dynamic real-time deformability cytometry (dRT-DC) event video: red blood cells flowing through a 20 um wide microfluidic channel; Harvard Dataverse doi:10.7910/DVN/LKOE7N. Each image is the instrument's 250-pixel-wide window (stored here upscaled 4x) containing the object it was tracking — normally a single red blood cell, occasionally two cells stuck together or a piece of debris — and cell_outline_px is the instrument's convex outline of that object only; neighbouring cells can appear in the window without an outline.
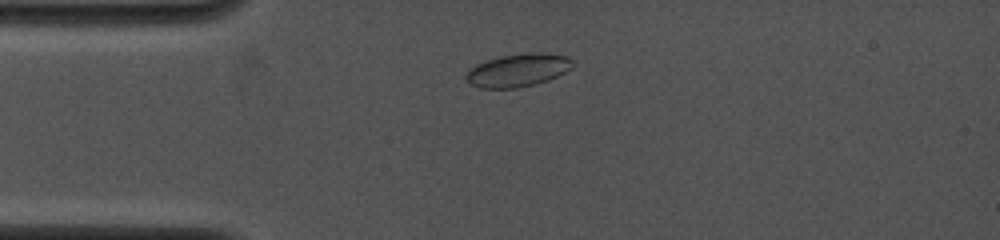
{"species": "common noctule bat (a hibernating species)", "species_latin": "Nyctalus noctula", "temperature_condition": "cold", "stored_images_in_passage": 20, "camera_frame_rate_fps": 4000, "um_per_image_px": 0.085, "animal": {"sex": "female", "body_mass_g": 19.0, "forearm_length_mm": 53.3}, "frame": {"image": 1, "passage_image": 3, "time_ms": 1.75, "image_size_px": [1000, 240], "cell_outline_px": [[572, 68], [548, 80], [536, 84], [516, 88], [480, 88], [472, 84], [464, 76], [468, 68], [484, 60], [500, 56], [532, 52], [544, 52], [568, 56], [572, 60]], "centroid_in_image_um": [44.01, 5.95], "position_along_channel_um": 41.0, "area_um2": 20.63}}
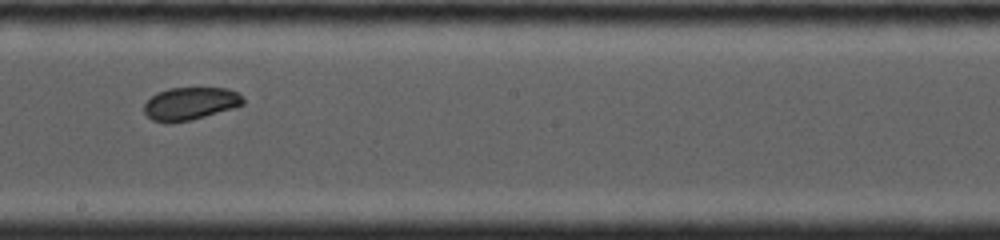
{"frame": {"image": 2, "passage_image": 12, "time_ms": 7.0, "image_size_px": [1000, 240], "cell_outline_px": [[244, 104], [236, 108], [192, 120], [172, 124], [164, 124], [152, 120], [144, 112], [144, 104], [156, 92], [168, 88], [228, 88], [236, 92], [244, 100]], "centroid_in_image_um": [16.15, 8.83], "position_along_channel_um": 232.0, "area_um2": 19.25}}
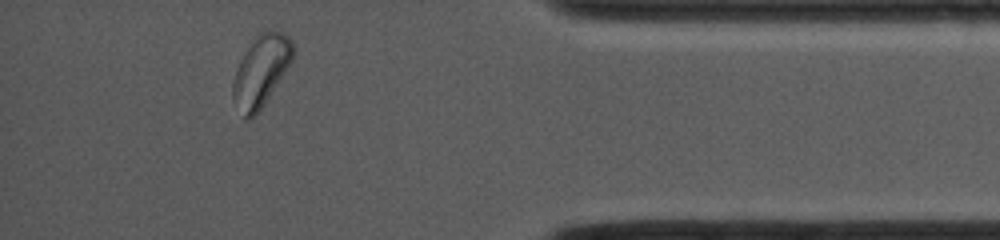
{"frame": {"image": 3, "passage_image": 20, "time_ms": 12.0, "image_size_px": [1000, 240], "cell_outline_px": [[292, 60], [264, 104], [256, 116], [252, 120], [244, 120], [232, 100], [232, 84], [236, 68], [244, 52], [256, 36], [260, 32], [272, 28], [284, 32], [292, 40]], "centroid_in_image_um": [22.15, 6.05], "position_along_channel_um": 413.1, "area_um2": 25.09}, "authors_computed_cell_mechanics": {"area_um2": 19.7965, "velocity_mm_per_s": 4.0211, "shape_relaxation_time_tau1_ms": 3.5128, "shape_relaxation_time_tau2_ms": 5.4461, "deformation_change_tau1": 0.0554, "deformation_change_tau2": 0.0587}}